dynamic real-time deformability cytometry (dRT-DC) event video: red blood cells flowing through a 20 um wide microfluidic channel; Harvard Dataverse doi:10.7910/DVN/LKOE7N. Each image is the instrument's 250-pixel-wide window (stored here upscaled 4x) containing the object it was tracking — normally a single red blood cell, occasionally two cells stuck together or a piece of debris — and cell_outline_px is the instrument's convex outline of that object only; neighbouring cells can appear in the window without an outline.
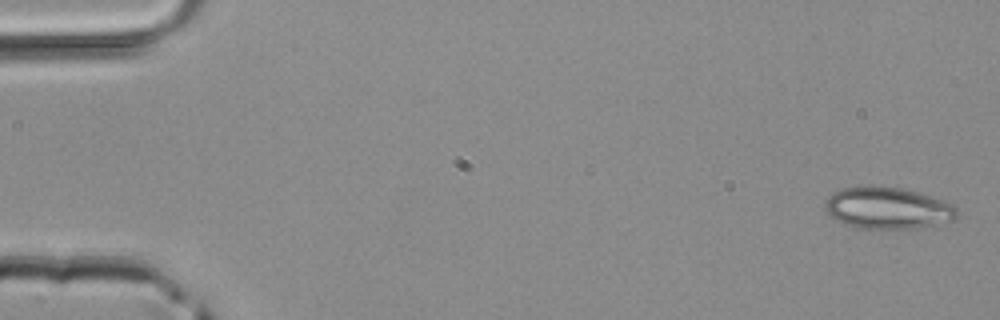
{"species": "common noctule bat (a hibernating species)", "species_latin": "Nyctalus noctula", "temperature_condition": "room temperature", "stored_images_in_passage": 4, "camera_frame_rate_fps": 3000, "um_per_image_px": 0.085, "animal": {"sex": "male", "body_mass_g": 20.4}, "frame": {"image": 1, "passage_image": 1, "time_ms": 0.0, "image_size_px": [1000, 320], "cell_outline_px": [[960, 212], [952, 220], [912, 228], [884, 232], [856, 228], [844, 224], [836, 220], [824, 208], [824, 200], [832, 192], [840, 188], [904, 188], [944, 200], [956, 204]], "centroid_in_image_um": [75.45, 17.74], "position_along_channel_um": 9.6, "area_um2": 32.43}}